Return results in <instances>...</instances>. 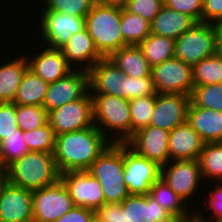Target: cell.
<instances>
[{
    "label": "cell",
    "instance_id": "1",
    "mask_svg": "<svg viewBox=\"0 0 222 222\" xmlns=\"http://www.w3.org/2000/svg\"><path fill=\"white\" fill-rule=\"evenodd\" d=\"M110 144L95 125L57 135L53 155L60 174L88 170Z\"/></svg>",
    "mask_w": 222,
    "mask_h": 222
},
{
    "label": "cell",
    "instance_id": "2",
    "mask_svg": "<svg viewBox=\"0 0 222 222\" xmlns=\"http://www.w3.org/2000/svg\"><path fill=\"white\" fill-rule=\"evenodd\" d=\"M122 3H94L85 17V27L103 57L125 47L120 30Z\"/></svg>",
    "mask_w": 222,
    "mask_h": 222
},
{
    "label": "cell",
    "instance_id": "3",
    "mask_svg": "<svg viewBox=\"0 0 222 222\" xmlns=\"http://www.w3.org/2000/svg\"><path fill=\"white\" fill-rule=\"evenodd\" d=\"M6 171L10 184L32 191L57 183L61 175L53 152L30 151L11 163Z\"/></svg>",
    "mask_w": 222,
    "mask_h": 222
},
{
    "label": "cell",
    "instance_id": "4",
    "mask_svg": "<svg viewBox=\"0 0 222 222\" xmlns=\"http://www.w3.org/2000/svg\"><path fill=\"white\" fill-rule=\"evenodd\" d=\"M94 125L111 143H126L131 138L129 100L109 94H91Z\"/></svg>",
    "mask_w": 222,
    "mask_h": 222
},
{
    "label": "cell",
    "instance_id": "5",
    "mask_svg": "<svg viewBox=\"0 0 222 222\" xmlns=\"http://www.w3.org/2000/svg\"><path fill=\"white\" fill-rule=\"evenodd\" d=\"M87 171L101 184L105 203H121L130 195L123 179V143H111Z\"/></svg>",
    "mask_w": 222,
    "mask_h": 222
},
{
    "label": "cell",
    "instance_id": "6",
    "mask_svg": "<svg viewBox=\"0 0 222 222\" xmlns=\"http://www.w3.org/2000/svg\"><path fill=\"white\" fill-rule=\"evenodd\" d=\"M217 26L212 23L196 22L175 40L174 57L194 66L216 53Z\"/></svg>",
    "mask_w": 222,
    "mask_h": 222
},
{
    "label": "cell",
    "instance_id": "7",
    "mask_svg": "<svg viewBox=\"0 0 222 222\" xmlns=\"http://www.w3.org/2000/svg\"><path fill=\"white\" fill-rule=\"evenodd\" d=\"M39 11H42L41 14ZM38 12L36 15L39 16L35 21H39V24H36L35 33H39L37 36L40 37V43L43 41L42 43L47 47L61 49L72 35L85 27L84 17L53 10H38Z\"/></svg>",
    "mask_w": 222,
    "mask_h": 222
},
{
    "label": "cell",
    "instance_id": "8",
    "mask_svg": "<svg viewBox=\"0 0 222 222\" xmlns=\"http://www.w3.org/2000/svg\"><path fill=\"white\" fill-rule=\"evenodd\" d=\"M160 178L163 179L190 207L192 206V210H196L195 207L197 205L190 200L194 199L193 201H195L196 196H200V187L202 188V182H205L202 178L198 160L169 161L164 166H161Z\"/></svg>",
    "mask_w": 222,
    "mask_h": 222
},
{
    "label": "cell",
    "instance_id": "9",
    "mask_svg": "<svg viewBox=\"0 0 222 222\" xmlns=\"http://www.w3.org/2000/svg\"><path fill=\"white\" fill-rule=\"evenodd\" d=\"M123 162V179L130 195H148L161 176V166L139 156L126 143H123Z\"/></svg>",
    "mask_w": 222,
    "mask_h": 222
},
{
    "label": "cell",
    "instance_id": "10",
    "mask_svg": "<svg viewBox=\"0 0 222 222\" xmlns=\"http://www.w3.org/2000/svg\"><path fill=\"white\" fill-rule=\"evenodd\" d=\"M151 77L156 93H180L190 96L194 87L193 66L176 57L151 67Z\"/></svg>",
    "mask_w": 222,
    "mask_h": 222
},
{
    "label": "cell",
    "instance_id": "11",
    "mask_svg": "<svg viewBox=\"0 0 222 222\" xmlns=\"http://www.w3.org/2000/svg\"><path fill=\"white\" fill-rule=\"evenodd\" d=\"M33 222H55L74 207L61 180L32 191Z\"/></svg>",
    "mask_w": 222,
    "mask_h": 222
},
{
    "label": "cell",
    "instance_id": "12",
    "mask_svg": "<svg viewBox=\"0 0 222 222\" xmlns=\"http://www.w3.org/2000/svg\"><path fill=\"white\" fill-rule=\"evenodd\" d=\"M48 122L56 136L94 126L93 100L90 91L81 99L50 111Z\"/></svg>",
    "mask_w": 222,
    "mask_h": 222
},
{
    "label": "cell",
    "instance_id": "13",
    "mask_svg": "<svg viewBox=\"0 0 222 222\" xmlns=\"http://www.w3.org/2000/svg\"><path fill=\"white\" fill-rule=\"evenodd\" d=\"M88 91V71L74 69L67 76L48 85L43 107L49 113L66 103L81 99Z\"/></svg>",
    "mask_w": 222,
    "mask_h": 222
},
{
    "label": "cell",
    "instance_id": "14",
    "mask_svg": "<svg viewBox=\"0 0 222 222\" xmlns=\"http://www.w3.org/2000/svg\"><path fill=\"white\" fill-rule=\"evenodd\" d=\"M74 206L95 211L105 204L102 186L87 170L68 171L60 175Z\"/></svg>",
    "mask_w": 222,
    "mask_h": 222
},
{
    "label": "cell",
    "instance_id": "15",
    "mask_svg": "<svg viewBox=\"0 0 222 222\" xmlns=\"http://www.w3.org/2000/svg\"><path fill=\"white\" fill-rule=\"evenodd\" d=\"M191 97L180 93H157L150 126L167 131L187 121Z\"/></svg>",
    "mask_w": 222,
    "mask_h": 222
},
{
    "label": "cell",
    "instance_id": "16",
    "mask_svg": "<svg viewBox=\"0 0 222 222\" xmlns=\"http://www.w3.org/2000/svg\"><path fill=\"white\" fill-rule=\"evenodd\" d=\"M169 133L167 130L149 125L135 132L126 144L139 156L164 166L170 161Z\"/></svg>",
    "mask_w": 222,
    "mask_h": 222
},
{
    "label": "cell",
    "instance_id": "17",
    "mask_svg": "<svg viewBox=\"0 0 222 222\" xmlns=\"http://www.w3.org/2000/svg\"><path fill=\"white\" fill-rule=\"evenodd\" d=\"M39 45L37 47L40 50L36 54L25 53V55L28 56L29 69L46 83H53L74 70L67 62L61 49L42 46V43Z\"/></svg>",
    "mask_w": 222,
    "mask_h": 222
},
{
    "label": "cell",
    "instance_id": "18",
    "mask_svg": "<svg viewBox=\"0 0 222 222\" xmlns=\"http://www.w3.org/2000/svg\"><path fill=\"white\" fill-rule=\"evenodd\" d=\"M0 222H33L32 190L7 182L0 195Z\"/></svg>",
    "mask_w": 222,
    "mask_h": 222
},
{
    "label": "cell",
    "instance_id": "19",
    "mask_svg": "<svg viewBox=\"0 0 222 222\" xmlns=\"http://www.w3.org/2000/svg\"><path fill=\"white\" fill-rule=\"evenodd\" d=\"M91 94H109L124 98V77L126 76L109 57L100 59L89 71Z\"/></svg>",
    "mask_w": 222,
    "mask_h": 222
},
{
    "label": "cell",
    "instance_id": "20",
    "mask_svg": "<svg viewBox=\"0 0 222 222\" xmlns=\"http://www.w3.org/2000/svg\"><path fill=\"white\" fill-rule=\"evenodd\" d=\"M205 142L186 121L169 133L168 147L170 161L198 160Z\"/></svg>",
    "mask_w": 222,
    "mask_h": 222
},
{
    "label": "cell",
    "instance_id": "21",
    "mask_svg": "<svg viewBox=\"0 0 222 222\" xmlns=\"http://www.w3.org/2000/svg\"><path fill=\"white\" fill-rule=\"evenodd\" d=\"M61 50L67 62L74 69L78 68L89 71L103 58L96 49L93 39L90 37L86 27L72 35L68 43L64 45Z\"/></svg>",
    "mask_w": 222,
    "mask_h": 222
},
{
    "label": "cell",
    "instance_id": "22",
    "mask_svg": "<svg viewBox=\"0 0 222 222\" xmlns=\"http://www.w3.org/2000/svg\"><path fill=\"white\" fill-rule=\"evenodd\" d=\"M120 204L124 222H169L173 218L149 195H129Z\"/></svg>",
    "mask_w": 222,
    "mask_h": 222
},
{
    "label": "cell",
    "instance_id": "23",
    "mask_svg": "<svg viewBox=\"0 0 222 222\" xmlns=\"http://www.w3.org/2000/svg\"><path fill=\"white\" fill-rule=\"evenodd\" d=\"M187 122L205 143L222 142V112L197 107L191 102Z\"/></svg>",
    "mask_w": 222,
    "mask_h": 222
},
{
    "label": "cell",
    "instance_id": "24",
    "mask_svg": "<svg viewBox=\"0 0 222 222\" xmlns=\"http://www.w3.org/2000/svg\"><path fill=\"white\" fill-rule=\"evenodd\" d=\"M196 22L190 15L164 5L150 23L151 33L176 40Z\"/></svg>",
    "mask_w": 222,
    "mask_h": 222
},
{
    "label": "cell",
    "instance_id": "25",
    "mask_svg": "<svg viewBox=\"0 0 222 222\" xmlns=\"http://www.w3.org/2000/svg\"><path fill=\"white\" fill-rule=\"evenodd\" d=\"M19 53L12 59L2 61L0 65V103L13 102L16 97L18 86L29 68L27 56ZM21 54V55H20ZM4 63V64H3Z\"/></svg>",
    "mask_w": 222,
    "mask_h": 222
},
{
    "label": "cell",
    "instance_id": "26",
    "mask_svg": "<svg viewBox=\"0 0 222 222\" xmlns=\"http://www.w3.org/2000/svg\"><path fill=\"white\" fill-rule=\"evenodd\" d=\"M109 58L125 75L135 79L151 77V66L138 45L122 47L114 51Z\"/></svg>",
    "mask_w": 222,
    "mask_h": 222
},
{
    "label": "cell",
    "instance_id": "27",
    "mask_svg": "<svg viewBox=\"0 0 222 222\" xmlns=\"http://www.w3.org/2000/svg\"><path fill=\"white\" fill-rule=\"evenodd\" d=\"M48 85L28 68L18 86L13 102L18 105L43 106Z\"/></svg>",
    "mask_w": 222,
    "mask_h": 222
},
{
    "label": "cell",
    "instance_id": "28",
    "mask_svg": "<svg viewBox=\"0 0 222 222\" xmlns=\"http://www.w3.org/2000/svg\"><path fill=\"white\" fill-rule=\"evenodd\" d=\"M148 195L173 217L187 216L193 211L192 207L180 198L161 178L154 183Z\"/></svg>",
    "mask_w": 222,
    "mask_h": 222
},
{
    "label": "cell",
    "instance_id": "29",
    "mask_svg": "<svg viewBox=\"0 0 222 222\" xmlns=\"http://www.w3.org/2000/svg\"><path fill=\"white\" fill-rule=\"evenodd\" d=\"M138 47L151 67L174 57L175 40L160 35L149 34Z\"/></svg>",
    "mask_w": 222,
    "mask_h": 222
},
{
    "label": "cell",
    "instance_id": "30",
    "mask_svg": "<svg viewBox=\"0 0 222 222\" xmlns=\"http://www.w3.org/2000/svg\"><path fill=\"white\" fill-rule=\"evenodd\" d=\"M120 30L126 46L139 45L151 34L150 22L140 15L126 11L123 6L121 10Z\"/></svg>",
    "mask_w": 222,
    "mask_h": 222
},
{
    "label": "cell",
    "instance_id": "31",
    "mask_svg": "<svg viewBox=\"0 0 222 222\" xmlns=\"http://www.w3.org/2000/svg\"><path fill=\"white\" fill-rule=\"evenodd\" d=\"M198 161L202 178L207 179L208 185L222 180V142L205 143Z\"/></svg>",
    "mask_w": 222,
    "mask_h": 222
},
{
    "label": "cell",
    "instance_id": "32",
    "mask_svg": "<svg viewBox=\"0 0 222 222\" xmlns=\"http://www.w3.org/2000/svg\"><path fill=\"white\" fill-rule=\"evenodd\" d=\"M194 86L222 83V58L215 53L193 66Z\"/></svg>",
    "mask_w": 222,
    "mask_h": 222
},
{
    "label": "cell",
    "instance_id": "33",
    "mask_svg": "<svg viewBox=\"0 0 222 222\" xmlns=\"http://www.w3.org/2000/svg\"><path fill=\"white\" fill-rule=\"evenodd\" d=\"M156 95L129 100L131 112V137L138 130L148 127L154 111Z\"/></svg>",
    "mask_w": 222,
    "mask_h": 222
},
{
    "label": "cell",
    "instance_id": "34",
    "mask_svg": "<svg viewBox=\"0 0 222 222\" xmlns=\"http://www.w3.org/2000/svg\"><path fill=\"white\" fill-rule=\"evenodd\" d=\"M190 97L197 107L222 112V83L194 86Z\"/></svg>",
    "mask_w": 222,
    "mask_h": 222
},
{
    "label": "cell",
    "instance_id": "35",
    "mask_svg": "<svg viewBox=\"0 0 222 222\" xmlns=\"http://www.w3.org/2000/svg\"><path fill=\"white\" fill-rule=\"evenodd\" d=\"M29 151L54 152L56 135L49 122L33 131L23 132Z\"/></svg>",
    "mask_w": 222,
    "mask_h": 222
},
{
    "label": "cell",
    "instance_id": "36",
    "mask_svg": "<svg viewBox=\"0 0 222 222\" xmlns=\"http://www.w3.org/2000/svg\"><path fill=\"white\" fill-rule=\"evenodd\" d=\"M16 118L19 129L33 131L48 122V112L43 106L16 104Z\"/></svg>",
    "mask_w": 222,
    "mask_h": 222
},
{
    "label": "cell",
    "instance_id": "37",
    "mask_svg": "<svg viewBox=\"0 0 222 222\" xmlns=\"http://www.w3.org/2000/svg\"><path fill=\"white\" fill-rule=\"evenodd\" d=\"M30 152L24 139L23 131L18 129L0 142V161L7 168L15 160Z\"/></svg>",
    "mask_w": 222,
    "mask_h": 222
},
{
    "label": "cell",
    "instance_id": "38",
    "mask_svg": "<svg viewBox=\"0 0 222 222\" xmlns=\"http://www.w3.org/2000/svg\"><path fill=\"white\" fill-rule=\"evenodd\" d=\"M214 183V189L208 188V190L210 191L207 192L208 194L206 193L203 196L205 198L203 201L206 200L205 203H203V205L197 204L196 211L198 213L200 221L222 220V180L215 181L213 182V184ZM207 210L208 212L211 211L210 214L207 212ZM206 212L207 214H205Z\"/></svg>",
    "mask_w": 222,
    "mask_h": 222
},
{
    "label": "cell",
    "instance_id": "39",
    "mask_svg": "<svg viewBox=\"0 0 222 222\" xmlns=\"http://www.w3.org/2000/svg\"><path fill=\"white\" fill-rule=\"evenodd\" d=\"M41 1L43 6H41ZM39 7L40 10H53L72 14L78 17H86L94 5V0H41ZM41 7V8H40Z\"/></svg>",
    "mask_w": 222,
    "mask_h": 222
},
{
    "label": "cell",
    "instance_id": "40",
    "mask_svg": "<svg viewBox=\"0 0 222 222\" xmlns=\"http://www.w3.org/2000/svg\"><path fill=\"white\" fill-rule=\"evenodd\" d=\"M124 81V98L132 100L137 97L156 95L152 77L133 78L126 75Z\"/></svg>",
    "mask_w": 222,
    "mask_h": 222
},
{
    "label": "cell",
    "instance_id": "41",
    "mask_svg": "<svg viewBox=\"0 0 222 222\" xmlns=\"http://www.w3.org/2000/svg\"><path fill=\"white\" fill-rule=\"evenodd\" d=\"M126 11L140 15L150 23L164 6V0H123Z\"/></svg>",
    "mask_w": 222,
    "mask_h": 222
},
{
    "label": "cell",
    "instance_id": "42",
    "mask_svg": "<svg viewBox=\"0 0 222 222\" xmlns=\"http://www.w3.org/2000/svg\"><path fill=\"white\" fill-rule=\"evenodd\" d=\"M19 129L14 102L0 103V142Z\"/></svg>",
    "mask_w": 222,
    "mask_h": 222
},
{
    "label": "cell",
    "instance_id": "43",
    "mask_svg": "<svg viewBox=\"0 0 222 222\" xmlns=\"http://www.w3.org/2000/svg\"><path fill=\"white\" fill-rule=\"evenodd\" d=\"M164 5L172 10L190 15L201 22L203 0H164Z\"/></svg>",
    "mask_w": 222,
    "mask_h": 222
},
{
    "label": "cell",
    "instance_id": "44",
    "mask_svg": "<svg viewBox=\"0 0 222 222\" xmlns=\"http://www.w3.org/2000/svg\"><path fill=\"white\" fill-rule=\"evenodd\" d=\"M97 222H124V210L120 203H105L94 211Z\"/></svg>",
    "mask_w": 222,
    "mask_h": 222
},
{
    "label": "cell",
    "instance_id": "45",
    "mask_svg": "<svg viewBox=\"0 0 222 222\" xmlns=\"http://www.w3.org/2000/svg\"><path fill=\"white\" fill-rule=\"evenodd\" d=\"M222 18V0H203L201 22L217 24Z\"/></svg>",
    "mask_w": 222,
    "mask_h": 222
},
{
    "label": "cell",
    "instance_id": "46",
    "mask_svg": "<svg viewBox=\"0 0 222 222\" xmlns=\"http://www.w3.org/2000/svg\"><path fill=\"white\" fill-rule=\"evenodd\" d=\"M94 211L85 207L74 206L55 222H94Z\"/></svg>",
    "mask_w": 222,
    "mask_h": 222
},
{
    "label": "cell",
    "instance_id": "47",
    "mask_svg": "<svg viewBox=\"0 0 222 222\" xmlns=\"http://www.w3.org/2000/svg\"><path fill=\"white\" fill-rule=\"evenodd\" d=\"M169 222H201L196 210H193L187 216L173 217Z\"/></svg>",
    "mask_w": 222,
    "mask_h": 222
},
{
    "label": "cell",
    "instance_id": "48",
    "mask_svg": "<svg viewBox=\"0 0 222 222\" xmlns=\"http://www.w3.org/2000/svg\"><path fill=\"white\" fill-rule=\"evenodd\" d=\"M216 53L222 58V29L217 31Z\"/></svg>",
    "mask_w": 222,
    "mask_h": 222
},
{
    "label": "cell",
    "instance_id": "49",
    "mask_svg": "<svg viewBox=\"0 0 222 222\" xmlns=\"http://www.w3.org/2000/svg\"><path fill=\"white\" fill-rule=\"evenodd\" d=\"M7 182H8L7 171L0 170V195Z\"/></svg>",
    "mask_w": 222,
    "mask_h": 222
},
{
    "label": "cell",
    "instance_id": "50",
    "mask_svg": "<svg viewBox=\"0 0 222 222\" xmlns=\"http://www.w3.org/2000/svg\"><path fill=\"white\" fill-rule=\"evenodd\" d=\"M96 3H122L123 0H94Z\"/></svg>",
    "mask_w": 222,
    "mask_h": 222
},
{
    "label": "cell",
    "instance_id": "51",
    "mask_svg": "<svg viewBox=\"0 0 222 222\" xmlns=\"http://www.w3.org/2000/svg\"><path fill=\"white\" fill-rule=\"evenodd\" d=\"M217 29H222V18L221 20L216 24Z\"/></svg>",
    "mask_w": 222,
    "mask_h": 222
},
{
    "label": "cell",
    "instance_id": "52",
    "mask_svg": "<svg viewBox=\"0 0 222 222\" xmlns=\"http://www.w3.org/2000/svg\"><path fill=\"white\" fill-rule=\"evenodd\" d=\"M0 170H6V168H4L3 165L1 164V161H0Z\"/></svg>",
    "mask_w": 222,
    "mask_h": 222
},
{
    "label": "cell",
    "instance_id": "53",
    "mask_svg": "<svg viewBox=\"0 0 222 222\" xmlns=\"http://www.w3.org/2000/svg\"><path fill=\"white\" fill-rule=\"evenodd\" d=\"M201 222H222V220H216V221H201Z\"/></svg>",
    "mask_w": 222,
    "mask_h": 222
}]
</instances>
